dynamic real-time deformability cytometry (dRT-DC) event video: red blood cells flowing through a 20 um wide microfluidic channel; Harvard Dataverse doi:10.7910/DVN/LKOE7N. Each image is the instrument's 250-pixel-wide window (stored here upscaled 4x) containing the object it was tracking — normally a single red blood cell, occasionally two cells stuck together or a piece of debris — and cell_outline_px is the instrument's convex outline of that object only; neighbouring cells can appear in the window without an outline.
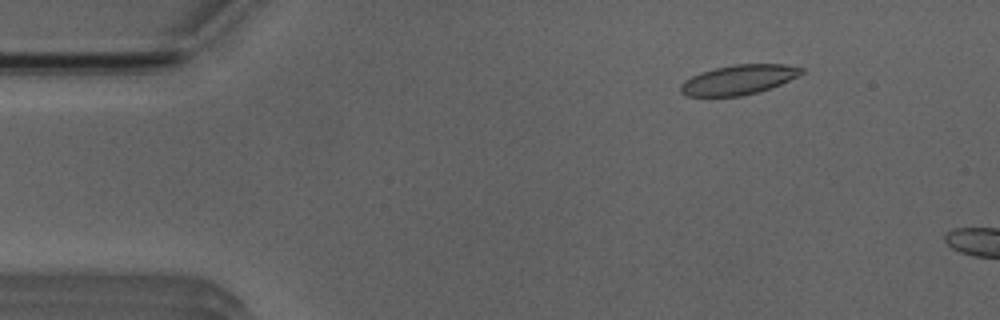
{"species": "Egyptian fruit bat (a non-hibernating species)", "species_latin": "Rousettus aegyptiacus", "temperature_condition": "room temperature", "stored_images_in_passage": 5, "camera_frame_rate_fps": 3000, "um_per_image_px": 0.085, "animal": {"sex": "male"}, "frame": {"image": 1, "passage_image": 1, "time_ms": 0.0, "image_size_px": [1000, 320], "cell_outline_px": [[804, 72], [780, 84], [756, 92], [740, 96], [684, 96], [680, 92], [680, 84], [684, 80], [700, 72], [732, 64], [784, 64], [804, 68]], "centroid_in_image_um": [62.73, 6.77], "position_along_channel_um": 22.3, "area_um2": 20.75}}